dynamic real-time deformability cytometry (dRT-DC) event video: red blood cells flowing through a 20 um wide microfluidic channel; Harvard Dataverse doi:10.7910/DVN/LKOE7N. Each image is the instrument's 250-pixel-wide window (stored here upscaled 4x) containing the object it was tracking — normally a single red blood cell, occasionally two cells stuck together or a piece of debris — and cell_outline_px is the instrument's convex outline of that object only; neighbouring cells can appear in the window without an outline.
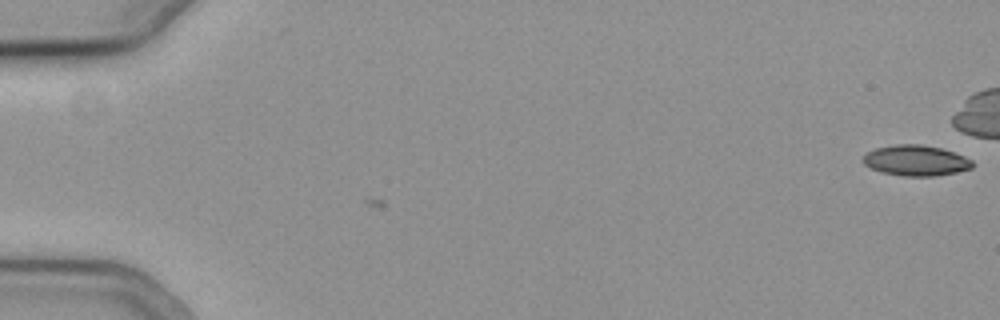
{"species": "common noctule bat (a hibernating species)", "species_latin": "Nyctalus noctula", "temperature_condition": "cold", "stored_images_in_passage": 5, "camera_frame_rate_fps": 3000, "um_per_image_px": 0.085, "animal": {"sex": "female", "body_mass_g": 19.3, "forearm_length_mm": 54.1}, "frame": {"image": 1, "passage_image": 5, "time_ms": 1.333, "image_size_px": [1000, 320], "cell_outline_px": [[972, 168], [956, 172], [936, 176], [904, 176], [880, 172], [864, 164], [860, 160], [868, 152], [876, 148], [896, 144], [920, 144], [940, 148], [964, 156], [972, 160]], "centroid_in_image_um": [77.82, 13.65], "position_along_channel_um": 7.2, "area_um2": 19.42}}